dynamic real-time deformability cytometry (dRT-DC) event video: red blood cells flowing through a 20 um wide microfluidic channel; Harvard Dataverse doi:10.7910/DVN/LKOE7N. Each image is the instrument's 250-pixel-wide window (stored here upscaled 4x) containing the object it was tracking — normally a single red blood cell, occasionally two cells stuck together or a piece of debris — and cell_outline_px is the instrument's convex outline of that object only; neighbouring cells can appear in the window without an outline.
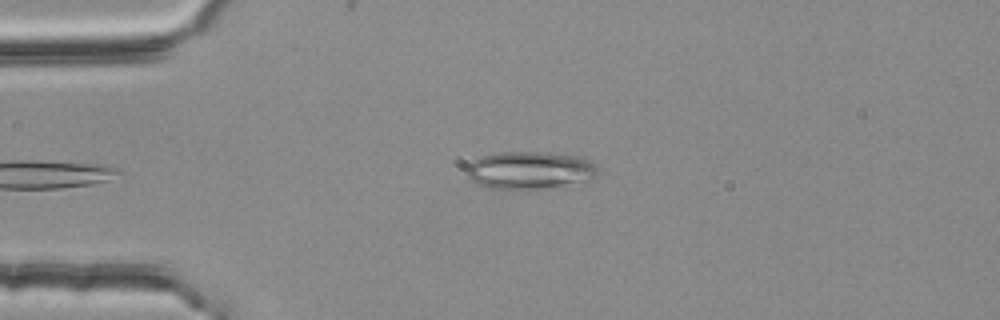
{"species": "common noctule bat (a hibernating species)", "species_latin": "Nyctalus noctula", "temperature_condition": "room temperature", "stored_images_in_passage": 36, "camera_frame_rate_fps": 3000, "um_per_image_px": 0.085, "animal": {"sex": "female", "body_mass_g": 25.1}, "frame": {"image": 1, "passage_image": 1, "time_ms": 0.0, "image_size_px": [1000, 320], "cell_outline_px": [[600, 172], [592, 180], [524, 192], [492, 188], [480, 184], [472, 180], [468, 176], [468, 164], [480, 156], [500, 152], [548, 152], [584, 156], [592, 160]], "centroid_in_image_um": [45.12, 14.48], "position_along_channel_um": 39.9, "area_um2": 29.65}}
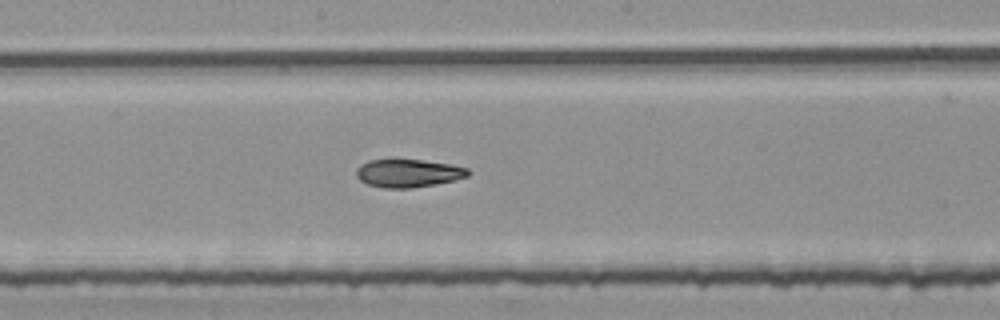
{"frame": {"image": 2, "passage_image": 17, "time_ms": 5.333, "image_size_px": [1000, 320], "cell_outline_px": [[468, 176], [456, 180], [436, 184], [412, 188], [380, 188], [368, 184], [360, 180], [356, 176], [356, 168], [360, 164], [368, 160], [424, 160], [452, 164], [468, 168]], "centroid_in_image_um": [34.69, 14.72], "position_along_channel_um": 213.5, "area_um2": 18.38}}
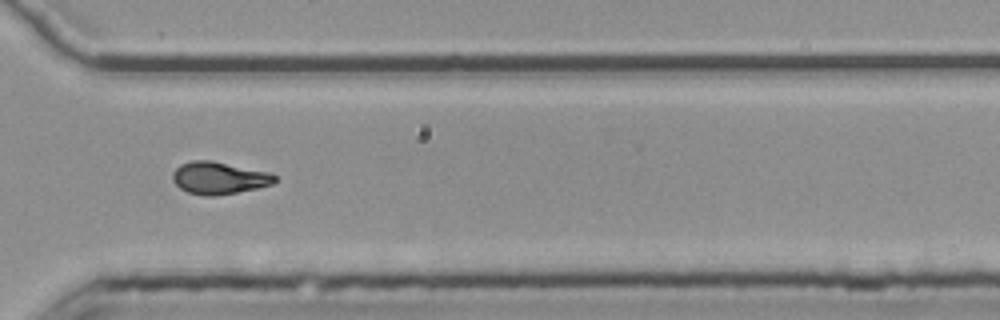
{"frame": {"image": 3, "passage_image": 28, "time_ms": 9.0, "image_size_px": [1000, 320], "cell_outline_px": [[276, 180], [272, 184], [256, 188], [216, 196], [204, 196], [188, 192], [180, 188], [172, 180], [172, 172], [180, 164], [192, 160], [212, 160], [272, 172], [276, 176]], "centroid_in_image_um": [18.61, 15.11], "position_along_channel_um": 352.0, "area_um2": 19.42}, "authors_computed_cell_mechanics": {"area_um2": 19.2763, "velocity_mm_per_s": 3.7913, "shape_relaxation_time_tau1_ms": null, "shape_relaxation_time_tau2_ms": 2.1666, "deformation_change_tau1": null, "deformation_change_tau2": 0.0792}}